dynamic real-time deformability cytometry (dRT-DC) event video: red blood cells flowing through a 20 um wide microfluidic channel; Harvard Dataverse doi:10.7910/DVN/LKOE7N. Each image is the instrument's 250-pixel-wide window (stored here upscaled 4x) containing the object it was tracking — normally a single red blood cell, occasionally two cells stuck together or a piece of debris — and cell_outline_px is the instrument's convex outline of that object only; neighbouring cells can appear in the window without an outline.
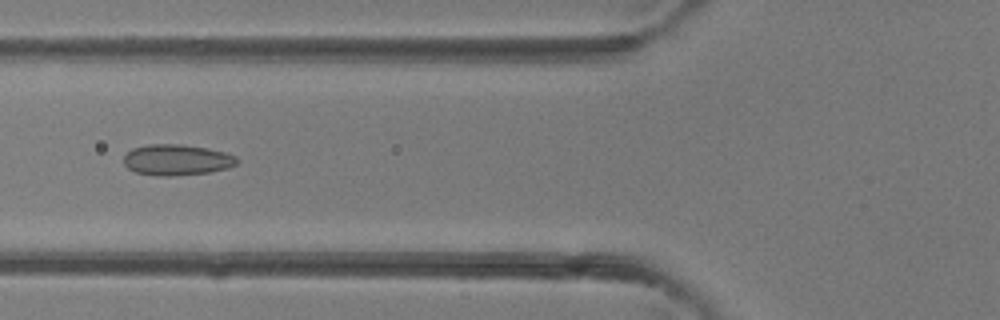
{"species": "common noctule bat (a hibernating species)", "species_latin": "Nyctalus noctula", "temperature_condition": "room temperature", "stored_images_in_passage": 29, "camera_frame_rate_fps": 3000, "um_per_image_px": 0.085, "animal": {"sex": "female"}, "frame": {"image": 1, "passage_image": 4, "time_ms": 1.0, "image_size_px": [1000, 320], "cell_outline_px": [[236, 164], [228, 168], [212, 172], [172, 176], [160, 176], [136, 172], [128, 168], [124, 164], [124, 156], [132, 148], [148, 144], [180, 144], [208, 148], [224, 152], [236, 156]], "centroid_in_image_um": [15.02, 13.59], "position_along_channel_um": 110.8, "area_um2": 20.4}}
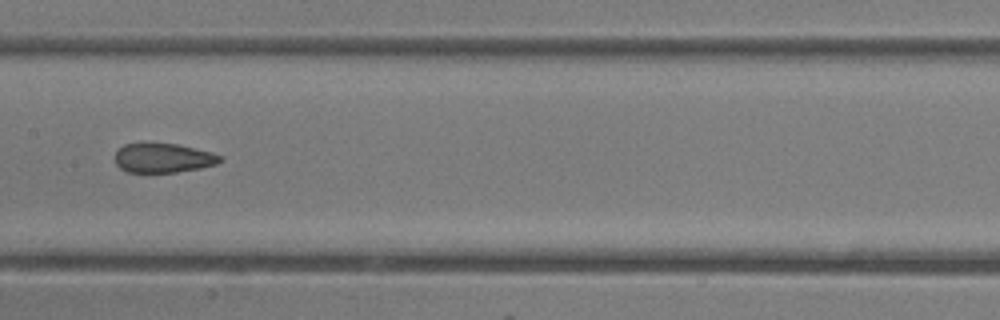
{"frame": {"image": 2, "passage_image": 9, "time_ms": 2.667, "image_size_px": [1000, 320], "cell_outline_px": [[224, 160], [216, 164], [200, 168], [176, 172], [128, 172], [120, 168], [116, 164], [116, 152], [124, 144], [176, 144], [212, 152], [220, 156]], "centroid_in_image_um": [13.89, 13.44], "position_along_channel_um": 193.5, "area_um2": 17.69}}
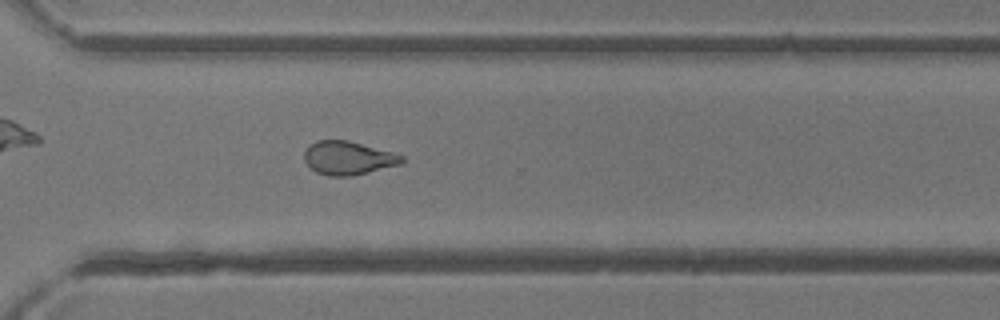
{"frame": {"image": 3, "passage_image": 18, "time_ms": 5.667, "image_size_px": [1000, 320], "cell_outline_px": [[404, 160], [400, 164], [352, 176], [328, 176], [316, 172], [304, 160], [304, 152], [316, 140], [348, 140], [392, 152], [404, 156]], "centroid_in_image_um": [29.59, 13.43], "position_along_channel_um": 341.0, "area_um2": 18.84}}